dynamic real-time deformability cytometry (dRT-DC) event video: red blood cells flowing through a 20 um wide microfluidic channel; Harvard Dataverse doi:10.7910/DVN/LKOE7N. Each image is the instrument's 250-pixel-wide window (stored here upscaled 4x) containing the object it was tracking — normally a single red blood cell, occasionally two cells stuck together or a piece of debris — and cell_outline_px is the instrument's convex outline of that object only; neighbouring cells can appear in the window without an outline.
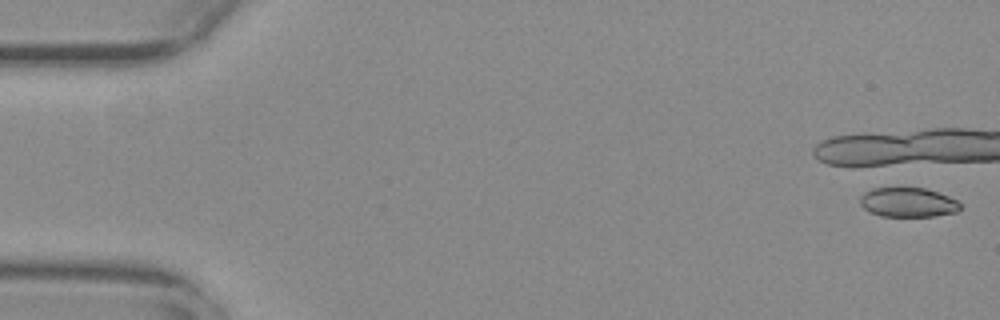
{"species": "common noctule bat (a hibernating species)", "species_latin": "Nyctalus noctula", "temperature_condition": "warm", "stored_images_in_passage": 7, "camera_frame_rate_fps": 3000, "um_per_image_px": 0.085, "animal": {"sex": "female", "body_mass_g": 29.2, "forearm_length_mm": 56.3}, "frame": {"image": 1, "passage_image": 2, "time_ms": 0.333, "image_size_px": [1000, 320], "cell_outline_px": [[960, 208], [956, 212], [936, 216], [880, 216], [864, 208], [860, 204], [860, 196], [864, 192], [872, 188], [904, 184], [924, 188], [948, 196], [956, 200], [960, 204]], "centroid_in_image_um": [77.13, 17.14], "position_along_channel_um": 7.9, "area_um2": 17.8}}